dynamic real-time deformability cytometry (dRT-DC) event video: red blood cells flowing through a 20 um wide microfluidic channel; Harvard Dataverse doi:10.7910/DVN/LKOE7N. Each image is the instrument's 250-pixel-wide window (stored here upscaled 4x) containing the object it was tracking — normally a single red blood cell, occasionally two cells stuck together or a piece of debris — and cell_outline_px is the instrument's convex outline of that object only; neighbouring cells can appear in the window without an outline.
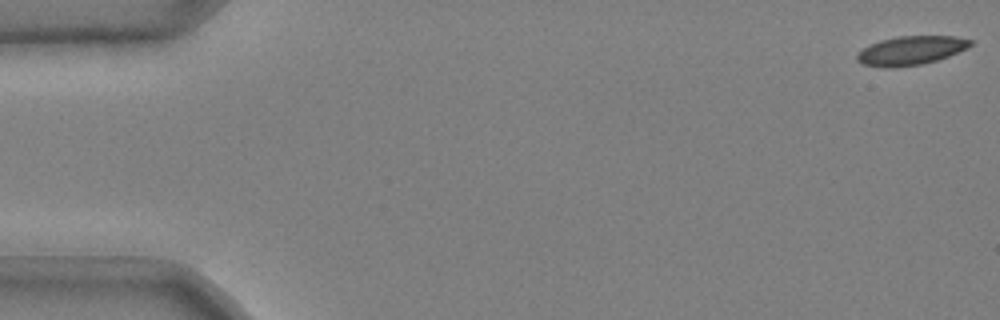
{"species": "common noctule bat (a hibernating species)", "species_latin": "Nyctalus noctula", "temperature_condition": "cold", "stored_images_in_passage": 48, "camera_frame_rate_fps": 3000, "um_per_image_px": 0.085, "animal": {"sex": "male", "body_mass_g": 20.4}, "frame": {"image": 1, "passage_image": 1, "time_ms": 0.0, "image_size_px": [1000, 320], "cell_outline_px": [[972, 44], [968, 48], [948, 56], [936, 60], [920, 64], [884, 68], [860, 64], [856, 60], [856, 56], [864, 48], [880, 40], [900, 36], [956, 36], [972, 40]], "centroid_in_image_um": [77.42, 4.29], "position_along_channel_um": 7.6, "area_um2": 18.9}}
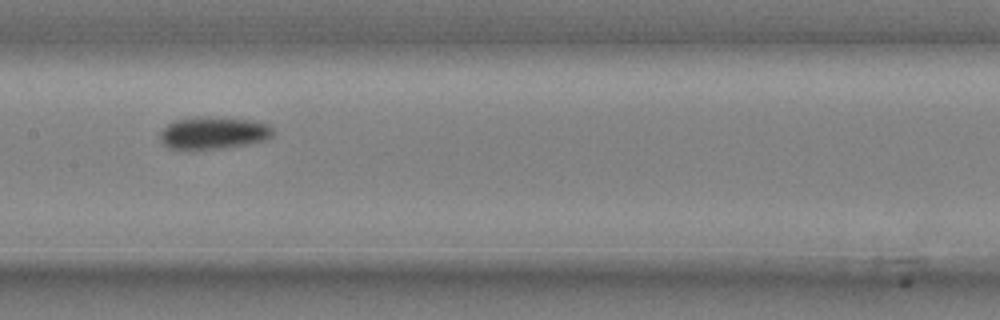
{"frame": {"image": 2, "passage_image": 27, "time_ms": 8.667, "image_size_px": [1000, 320], "cell_outline_px": [[272, 136], [264, 140], [248, 144], [224, 148], [168, 148], [160, 140], [160, 132], [168, 124], [176, 120], [196, 116], [208, 116], [252, 120], [268, 124], [272, 128]], "centroid_in_image_um": [18.14, 11.27], "position_along_channel_um": 189.3, "area_um2": 21.1}}
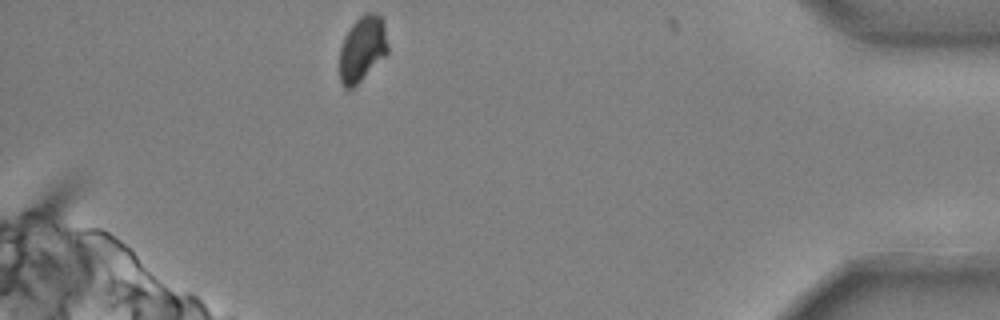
{"frame": {"image": 3, "passage_image": 48, "time_ms": 15.667, "image_size_px": [1000, 320], "cell_outline_px": [[388, 52], [352, 88], [344, 88], [340, 80], [340, 48], [344, 36], [352, 24], [364, 12], [376, 12], [384, 20], [388, 44]], "centroid_in_image_um": [30.8, 4.09], "position_along_channel_um": 404.4, "area_um2": 18.32}, "authors_computed_cell_mechanics": {"area_um2": 20.1144, "velocity_mm_per_s": 3.6825, "shape_relaxation_time_tau1_ms": 5.4215, "shape_relaxation_time_tau2_ms": null, "deformation_change_tau1": 0.1366, "deformation_change_tau2": null}}